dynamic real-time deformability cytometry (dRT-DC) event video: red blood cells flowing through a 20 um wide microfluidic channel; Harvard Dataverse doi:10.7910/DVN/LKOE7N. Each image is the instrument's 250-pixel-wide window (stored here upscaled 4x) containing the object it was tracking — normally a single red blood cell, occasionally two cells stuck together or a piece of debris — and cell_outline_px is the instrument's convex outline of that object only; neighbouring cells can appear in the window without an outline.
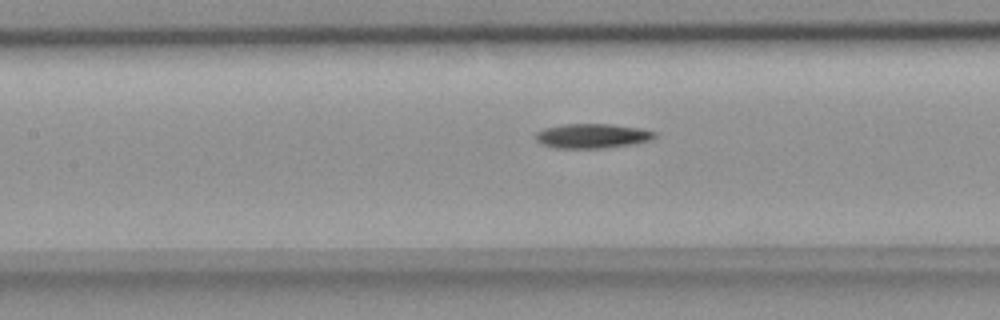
{"species": "common noctule bat (a hibernating species)", "species_latin": "Nyctalus noctula", "temperature_condition": "room temperature", "stored_images_in_passage": 40, "camera_frame_rate_fps": 3000, "um_per_image_px": 0.085, "animal": {"sex": "female", "body_mass_g": 18.4}, "frame": {"image": 1, "passage_image": 20, "time_ms": 6.333, "image_size_px": [1000, 320], "cell_outline_px": [[656, 136], [652, 140], [632, 144], [604, 148], [556, 148], [544, 144], [536, 140], [536, 132], [544, 128], [564, 124], [612, 124], [640, 128], [656, 132]], "centroid_in_image_um": [50.37, 11.55], "position_along_channel_um": 157.0, "area_um2": 16.99}}
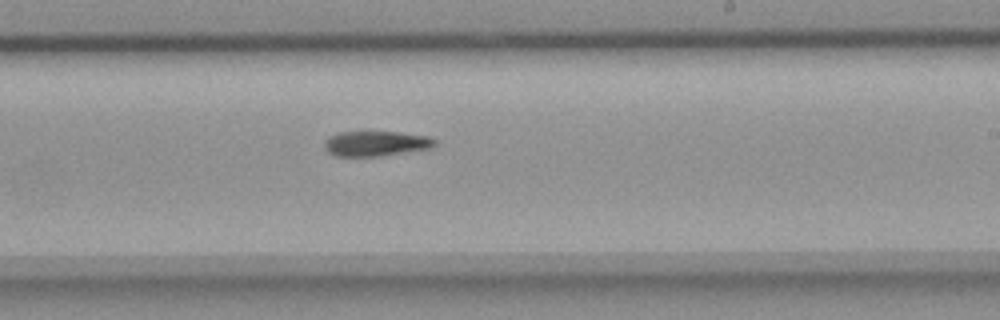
{"frame": {"image": 2, "passage_image": 28, "time_ms": 9.0, "image_size_px": [1000, 320], "cell_outline_px": [[436, 144], [432, 148], [380, 156], [336, 156], [328, 152], [324, 148], [324, 140], [328, 136], [340, 132], [400, 132], [428, 136], [436, 140]], "centroid_in_image_um": [31.94, 12.2], "position_along_channel_um": 257.1, "area_um2": 16.24}}
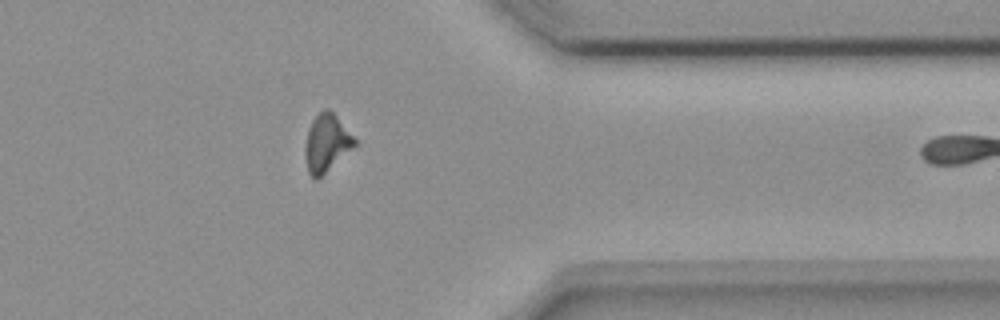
{"frame": {"image": 3, "passage_image": 39, "time_ms": 12.667, "image_size_px": [1000, 320], "cell_outline_px": [[356, 144], [352, 148], [316, 180], [308, 172], [304, 152], [304, 148], [308, 132], [312, 120], [324, 108], [328, 108], [336, 116], [356, 140]], "centroid_in_image_um": [27.73, 12.15], "position_along_channel_um": 383.7, "area_um2": 16.07}}